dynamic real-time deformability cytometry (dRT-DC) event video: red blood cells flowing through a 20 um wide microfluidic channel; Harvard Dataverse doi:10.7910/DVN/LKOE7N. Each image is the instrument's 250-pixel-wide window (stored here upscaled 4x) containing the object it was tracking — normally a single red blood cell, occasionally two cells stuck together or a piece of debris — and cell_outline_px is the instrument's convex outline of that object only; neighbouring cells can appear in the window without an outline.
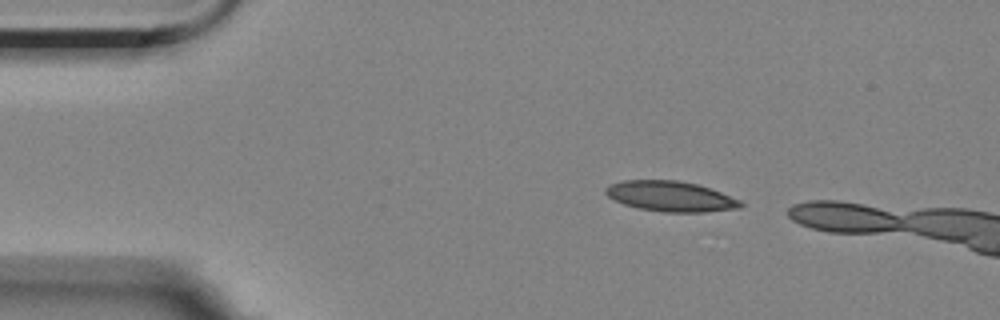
{"species": "Egyptian fruit bat (a non-hibernating species)", "species_latin": "Rousettus aegyptiacus", "temperature_condition": "room temperature", "stored_images_in_passage": 3, "camera_frame_rate_fps": 3000, "um_per_image_px": 0.085, "animal": {"sex": "female"}, "frame": {"image": 1, "passage_image": 1, "time_ms": 0.0, "image_size_px": [1000, 320], "cell_outline_px": [[744, 204], [740, 208], [704, 212], [664, 212], [640, 208], [624, 204], [608, 196], [604, 192], [604, 188], [612, 184], [624, 180], [680, 180], [696, 184], [720, 192], [740, 200]], "centroid_in_image_um": [57.0, 16.68], "position_along_channel_um": 28.0, "area_um2": 23.64}}